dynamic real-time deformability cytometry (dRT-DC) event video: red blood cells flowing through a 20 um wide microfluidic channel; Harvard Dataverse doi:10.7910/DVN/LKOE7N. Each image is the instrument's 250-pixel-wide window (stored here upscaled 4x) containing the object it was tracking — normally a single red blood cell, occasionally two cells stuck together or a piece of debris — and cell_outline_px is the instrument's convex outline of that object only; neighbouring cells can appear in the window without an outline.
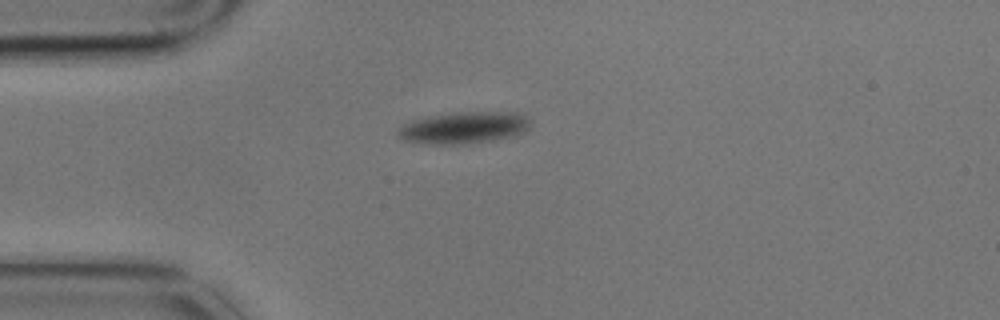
{"species": "common noctule bat (a hibernating species)", "species_latin": "Nyctalus noctula", "temperature_condition": "cold", "stored_images_in_passage": 3, "camera_frame_rate_fps": 3000, "um_per_image_px": 0.085, "animal": {"sex": "male", "body_mass_g": 17.9}, "frame": {"image": 1, "passage_image": 1, "time_ms": 0.0, "image_size_px": [1000, 320], "cell_outline_px": [[532, 124], [524, 132], [516, 136], [492, 140], [464, 144], [428, 144], [404, 140], [396, 136], [396, 128], [412, 120], [428, 116], [456, 112], [516, 112], [524, 116]], "centroid_in_image_um": [39.4, 10.86], "position_along_channel_um": 45.6, "area_um2": 24.74}}